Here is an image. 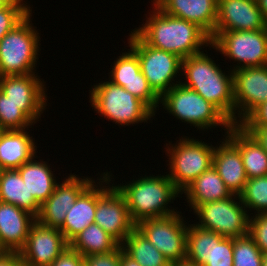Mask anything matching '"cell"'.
Wrapping results in <instances>:
<instances>
[{
    "label": "cell",
    "mask_w": 267,
    "mask_h": 266,
    "mask_svg": "<svg viewBox=\"0 0 267 266\" xmlns=\"http://www.w3.org/2000/svg\"><path fill=\"white\" fill-rule=\"evenodd\" d=\"M6 253V250L0 245V258Z\"/></svg>",
    "instance_id": "obj_48"
},
{
    "label": "cell",
    "mask_w": 267,
    "mask_h": 266,
    "mask_svg": "<svg viewBox=\"0 0 267 266\" xmlns=\"http://www.w3.org/2000/svg\"><path fill=\"white\" fill-rule=\"evenodd\" d=\"M210 56L202 51L182 59L181 75L186 81L180 83L196 91L235 124L232 70L227 74Z\"/></svg>",
    "instance_id": "obj_2"
},
{
    "label": "cell",
    "mask_w": 267,
    "mask_h": 266,
    "mask_svg": "<svg viewBox=\"0 0 267 266\" xmlns=\"http://www.w3.org/2000/svg\"><path fill=\"white\" fill-rule=\"evenodd\" d=\"M126 184L115 186L125 197L131 219L136 225L146 219L171 216L179 212L168 205L173 203L181 192L167 174H145Z\"/></svg>",
    "instance_id": "obj_3"
},
{
    "label": "cell",
    "mask_w": 267,
    "mask_h": 266,
    "mask_svg": "<svg viewBox=\"0 0 267 266\" xmlns=\"http://www.w3.org/2000/svg\"><path fill=\"white\" fill-rule=\"evenodd\" d=\"M251 134L267 152V127H242Z\"/></svg>",
    "instance_id": "obj_40"
},
{
    "label": "cell",
    "mask_w": 267,
    "mask_h": 266,
    "mask_svg": "<svg viewBox=\"0 0 267 266\" xmlns=\"http://www.w3.org/2000/svg\"><path fill=\"white\" fill-rule=\"evenodd\" d=\"M127 41L139 59L142 74L159 97L180 83V78L175 81L181 74L180 57L146 44L134 31Z\"/></svg>",
    "instance_id": "obj_9"
},
{
    "label": "cell",
    "mask_w": 267,
    "mask_h": 266,
    "mask_svg": "<svg viewBox=\"0 0 267 266\" xmlns=\"http://www.w3.org/2000/svg\"><path fill=\"white\" fill-rule=\"evenodd\" d=\"M240 198L248 211L267 214V175L248 179Z\"/></svg>",
    "instance_id": "obj_31"
},
{
    "label": "cell",
    "mask_w": 267,
    "mask_h": 266,
    "mask_svg": "<svg viewBox=\"0 0 267 266\" xmlns=\"http://www.w3.org/2000/svg\"><path fill=\"white\" fill-rule=\"evenodd\" d=\"M10 5L11 4L8 0H0V10L8 8Z\"/></svg>",
    "instance_id": "obj_46"
},
{
    "label": "cell",
    "mask_w": 267,
    "mask_h": 266,
    "mask_svg": "<svg viewBox=\"0 0 267 266\" xmlns=\"http://www.w3.org/2000/svg\"><path fill=\"white\" fill-rule=\"evenodd\" d=\"M35 221L28 211L0 201V245L6 252H18L25 245Z\"/></svg>",
    "instance_id": "obj_20"
},
{
    "label": "cell",
    "mask_w": 267,
    "mask_h": 266,
    "mask_svg": "<svg viewBox=\"0 0 267 266\" xmlns=\"http://www.w3.org/2000/svg\"><path fill=\"white\" fill-rule=\"evenodd\" d=\"M267 28L256 0H217L214 32L254 31Z\"/></svg>",
    "instance_id": "obj_18"
},
{
    "label": "cell",
    "mask_w": 267,
    "mask_h": 266,
    "mask_svg": "<svg viewBox=\"0 0 267 266\" xmlns=\"http://www.w3.org/2000/svg\"><path fill=\"white\" fill-rule=\"evenodd\" d=\"M0 266H25L18 252H6L0 258Z\"/></svg>",
    "instance_id": "obj_41"
},
{
    "label": "cell",
    "mask_w": 267,
    "mask_h": 266,
    "mask_svg": "<svg viewBox=\"0 0 267 266\" xmlns=\"http://www.w3.org/2000/svg\"><path fill=\"white\" fill-rule=\"evenodd\" d=\"M120 245L115 238L95 223L89 225L69 242V247L83 257L106 254L116 250Z\"/></svg>",
    "instance_id": "obj_28"
},
{
    "label": "cell",
    "mask_w": 267,
    "mask_h": 266,
    "mask_svg": "<svg viewBox=\"0 0 267 266\" xmlns=\"http://www.w3.org/2000/svg\"><path fill=\"white\" fill-rule=\"evenodd\" d=\"M68 247L69 243L59 228L44 226L35 221L25 245L18 253L25 266H49Z\"/></svg>",
    "instance_id": "obj_14"
},
{
    "label": "cell",
    "mask_w": 267,
    "mask_h": 266,
    "mask_svg": "<svg viewBox=\"0 0 267 266\" xmlns=\"http://www.w3.org/2000/svg\"><path fill=\"white\" fill-rule=\"evenodd\" d=\"M29 129L6 130L0 139V170L17 169L36 155L35 139Z\"/></svg>",
    "instance_id": "obj_22"
},
{
    "label": "cell",
    "mask_w": 267,
    "mask_h": 266,
    "mask_svg": "<svg viewBox=\"0 0 267 266\" xmlns=\"http://www.w3.org/2000/svg\"><path fill=\"white\" fill-rule=\"evenodd\" d=\"M238 125L241 127H267V101L254 108Z\"/></svg>",
    "instance_id": "obj_38"
},
{
    "label": "cell",
    "mask_w": 267,
    "mask_h": 266,
    "mask_svg": "<svg viewBox=\"0 0 267 266\" xmlns=\"http://www.w3.org/2000/svg\"><path fill=\"white\" fill-rule=\"evenodd\" d=\"M193 211L199 218L195 225L202 229L227 238L249 234V219L253 213H248L240 195L233 194L229 198L199 204Z\"/></svg>",
    "instance_id": "obj_11"
},
{
    "label": "cell",
    "mask_w": 267,
    "mask_h": 266,
    "mask_svg": "<svg viewBox=\"0 0 267 266\" xmlns=\"http://www.w3.org/2000/svg\"><path fill=\"white\" fill-rule=\"evenodd\" d=\"M84 257L78 252L68 247L66 250L49 266H82Z\"/></svg>",
    "instance_id": "obj_39"
},
{
    "label": "cell",
    "mask_w": 267,
    "mask_h": 266,
    "mask_svg": "<svg viewBox=\"0 0 267 266\" xmlns=\"http://www.w3.org/2000/svg\"><path fill=\"white\" fill-rule=\"evenodd\" d=\"M225 135L240 149L248 179L267 175V152L251 134L233 124Z\"/></svg>",
    "instance_id": "obj_23"
},
{
    "label": "cell",
    "mask_w": 267,
    "mask_h": 266,
    "mask_svg": "<svg viewBox=\"0 0 267 266\" xmlns=\"http://www.w3.org/2000/svg\"><path fill=\"white\" fill-rule=\"evenodd\" d=\"M212 252V231L197 225L188 224L186 260L203 266L210 259Z\"/></svg>",
    "instance_id": "obj_30"
},
{
    "label": "cell",
    "mask_w": 267,
    "mask_h": 266,
    "mask_svg": "<svg viewBox=\"0 0 267 266\" xmlns=\"http://www.w3.org/2000/svg\"><path fill=\"white\" fill-rule=\"evenodd\" d=\"M262 266H267V253L263 254Z\"/></svg>",
    "instance_id": "obj_47"
},
{
    "label": "cell",
    "mask_w": 267,
    "mask_h": 266,
    "mask_svg": "<svg viewBox=\"0 0 267 266\" xmlns=\"http://www.w3.org/2000/svg\"><path fill=\"white\" fill-rule=\"evenodd\" d=\"M146 23L133 29L146 44L185 59L210 47V36L197 24L170 16L153 1Z\"/></svg>",
    "instance_id": "obj_1"
},
{
    "label": "cell",
    "mask_w": 267,
    "mask_h": 266,
    "mask_svg": "<svg viewBox=\"0 0 267 266\" xmlns=\"http://www.w3.org/2000/svg\"><path fill=\"white\" fill-rule=\"evenodd\" d=\"M199 140L183 136L175 144L166 143L164 148L169 157L167 175L180 192L213 165L215 146Z\"/></svg>",
    "instance_id": "obj_7"
},
{
    "label": "cell",
    "mask_w": 267,
    "mask_h": 266,
    "mask_svg": "<svg viewBox=\"0 0 267 266\" xmlns=\"http://www.w3.org/2000/svg\"><path fill=\"white\" fill-rule=\"evenodd\" d=\"M249 235L260 251L267 253V214H255L249 219Z\"/></svg>",
    "instance_id": "obj_35"
},
{
    "label": "cell",
    "mask_w": 267,
    "mask_h": 266,
    "mask_svg": "<svg viewBox=\"0 0 267 266\" xmlns=\"http://www.w3.org/2000/svg\"><path fill=\"white\" fill-rule=\"evenodd\" d=\"M263 253L247 234L233 238V266H262Z\"/></svg>",
    "instance_id": "obj_33"
},
{
    "label": "cell",
    "mask_w": 267,
    "mask_h": 266,
    "mask_svg": "<svg viewBox=\"0 0 267 266\" xmlns=\"http://www.w3.org/2000/svg\"><path fill=\"white\" fill-rule=\"evenodd\" d=\"M256 1L265 21L267 22V0H256Z\"/></svg>",
    "instance_id": "obj_44"
},
{
    "label": "cell",
    "mask_w": 267,
    "mask_h": 266,
    "mask_svg": "<svg viewBox=\"0 0 267 266\" xmlns=\"http://www.w3.org/2000/svg\"><path fill=\"white\" fill-rule=\"evenodd\" d=\"M110 172H104L96 184V211L94 223L122 244L125 238L136 228L132 221L127 202L123 194L110 181ZM105 182V183H104ZM104 183V185H103ZM107 186H106V185ZM112 184V186L110 185ZM99 185V186H98Z\"/></svg>",
    "instance_id": "obj_8"
},
{
    "label": "cell",
    "mask_w": 267,
    "mask_h": 266,
    "mask_svg": "<svg viewBox=\"0 0 267 266\" xmlns=\"http://www.w3.org/2000/svg\"><path fill=\"white\" fill-rule=\"evenodd\" d=\"M27 15L28 14L24 10L14 4L0 10V40Z\"/></svg>",
    "instance_id": "obj_36"
},
{
    "label": "cell",
    "mask_w": 267,
    "mask_h": 266,
    "mask_svg": "<svg viewBox=\"0 0 267 266\" xmlns=\"http://www.w3.org/2000/svg\"><path fill=\"white\" fill-rule=\"evenodd\" d=\"M181 214L146 219L136 225L170 263L186 260L188 223Z\"/></svg>",
    "instance_id": "obj_12"
},
{
    "label": "cell",
    "mask_w": 267,
    "mask_h": 266,
    "mask_svg": "<svg viewBox=\"0 0 267 266\" xmlns=\"http://www.w3.org/2000/svg\"><path fill=\"white\" fill-rule=\"evenodd\" d=\"M87 266H121V245L106 254H93L84 257Z\"/></svg>",
    "instance_id": "obj_37"
},
{
    "label": "cell",
    "mask_w": 267,
    "mask_h": 266,
    "mask_svg": "<svg viewBox=\"0 0 267 266\" xmlns=\"http://www.w3.org/2000/svg\"><path fill=\"white\" fill-rule=\"evenodd\" d=\"M160 104L167 113L179 121L197 127V130H210L218 126L225 128L227 133L233 125L213 104L181 83L165 92L160 97Z\"/></svg>",
    "instance_id": "obj_6"
},
{
    "label": "cell",
    "mask_w": 267,
    "mask_h": 266,
    "mask_svg": "<svg viewBox=\"0 0 267 266\" xmlns=\"http://www.w3.org/2000/svg\"><path fill=\"white\" fill-rule=\"evenodd\" d=\"M5 129L0 125V139L2 137V135L5 133Z\"/></svg>",
    "instance_id": "obj_49"
},
{
    "label": "cell",
    "mask_w": 267,
    "mask_h": 266,
    "mask_svg": "<svg viewBox=\"0 0 267 266\" xmlns=\"http://www.w3.org/2000/svg\"><path fill=\"white\" fill-rule=\"evenodd\" d=\"M235 124L267 101V65L232 71Z\"/></svg>",
    "instance_id": "obj_15"
},
{
    "label": "cell",
    "mask_w": 267,
    "mask_h": 266,
    "mask_svg": "<svg viewBox=\"0 0 267 266\" xmlns=\"http://www.w3.org/2000/svg\"><path fill=\"white\" fill-rule=\"evenodd\" d=\"M38 74L13 75L0 77V91L8 100L20 105V109L37 123L46 109L47 95L44 80Z\"/></svg>",
    "instance_id": "obj_13"
},
{
    "label": "cell",
    "mask_w": 267,
    "mask_h": 266,
    "mask_svg": "<svg viewBox=\"0 0 267 266\" xmlns=\"http://www.w3.org/2000/svg\"><path fill=\"white\" fill-rule=\"evenodd\" d=\"M31 17L28 14L0 40V77L35 73L41 36Z\"/></svg>",
    "instance_id": "obj_4"
},
{
    "label": "cell",
    "mask_w": 267,
    "mask_h": 266,
    "mask_svg": "<svg viewBox=\"0 0 267 266\" xmlns=\"http://www.w3.org/2000/svg\"><path fill=\"white\" fill-rule=\"evenodd\" d=\"M89 93L92 109L119 127L145 123L156 116L144 102L109 80L96 83Z\"/></svg>",
    "instance_id": "obj_5"
},
{
    "label": "cell",
    "mask_w": 267,
    "mask_h": 266,
    "mask_svg": "<svg viewBox=\"0 0 267 266\" xmlns=\"http://www.w3.org/2000/svg\"><path fill=\"white\" fill-rule=\"evenodd\" d=\"M34 155L28 162L17 168L19 174L25 183L29 194L42 205L54 192L58 183L54 171L45 161L35 160Z\"/></svg>",
    "instance_id": "obj_26"
},
{
    "label": "cell",
    "mask_w": 267,
    "mask_h": 266,
    "mask_svg": "<svg viewBox=\"0 0 267 266\" xmlns=\"http://www.w3.org/2000/svg\"><path fill=\"white\" fill-rule=\"evenodd\" d=\"M94 182L90 177L69 174L62 183H57L54 192L41 205L36 221L48 227L60 228L67 212L77 198Z\"/></svg>",
    "instance_id": "obj_16"
},
{
    "label": "cell",
    "mask_w": 267,
    "mask_h": 266,
    "mask_svg": "<svg viewBox=\"0 0 267 266\" xmlns=\"http://www.w3.org/2000/svg\"><path fill=\"white\" fill-rule=\"evenodd\" d=\"M121 266H141L137 261L129 257L122 248L121 245Z\"/></svg>",
    "instance_id": "obj_42"
},
{
    "label": "cell",
    "mask_w": 267,
    "mask_h": 266,
    "mask_svg": "<svg viewBox=\"0 0 267 266\" xmlns=\"http://www.w3.org/2000/svg\"><path fill=\"white\" fill-rule=\"evenodd\" d=\"M109 81L124 87L132 95L144 102L155 114L159 108L160 97L149 86L147 79L141 72L137 55L128 49L122 52L112 63ZM111 77V78H110Z\"/></svg>",
    "instance_id": "obj_17"
},
{
    "label": "cell",
    "mask_w": 267,
    "mask_h": 266,
    "mask_svg": "<svg viewBox=\"0 0 267 266\" xmlns=\"http://www.w3.org/2000/svg\"><path fill=\"white\" fill-rule=\"evenodd\" d=\"M8 1L10 2V4H14V5H17L18 7H20L27 14H31L32 15V9H31L30 5H27L28 2L23 1V0H8Z\"/></svg>",
    "instance_id": "obj_43"
},
{
    "label": "cell",
    "mask_w": 267,
    "mask_h": 266,
    "mask_svg": "<svg viewBox=\"0 0 267 266\" xmlns=\"http://www.w3.org/2000/svg\"><path fill=\"white\" fill-rule=\"evenodd\" d=\"M166 14L197 24L210 37L217 20V0H153Z\"/></svg>",
    "instance_id": "obj_19"
},
{
    "label": "cell",
    "mask_w": 267,
    "mask_h": 266,
    "mask_svg": "<svg viewBox=\"0 0 267 266\" xmlns=\"http://www.w3.org/2000/svg\"><path fill=\"white\" fill-rule=\"evenodd\" d=\"M35 123L0 91V125L5 130H25Z\"/></svg>",
    "instance_id": "obj_32"
},
{
    "label": "cell",
    "mask_w": 267,
    "mask_h": 266,
    "mask_svg": "<svg viewBox=\"0 0 267 266\" xmlns=\"http://www.w3.org/2000/svg\"><path fill=\"white\" fill-rule=\"evenodd\" d=\"M215 146L213 166L232 194L240 195L248 180L240 149L226 136Z\"/></svg>",
    "instance_id": "obj_21"
},
{
    "label": "cell",
    "mask_w": 267,
    "mask_h": 266,
    "mask_svg": "<svg viewBox=\"0 0 267 266\" xmlns=\"http://www.w3.org/2000/svg\"><path fill=\"white\" fill-rule=\"evenodd\" d=\"M211 45L216 52L237 64L232 71L267 65V28L254 31L214 32Z\"/></svg>",
    "instance_id": "obj_10"
},
{
    "label": "cell",
    "mask_w": 267,
    "mask_h": 266,
    "mask_svg": "<svg viewBox=\"0 0 267 266\" xmlns=\"http://www.w3.org/2000/svg\"><path fill=\"white\" fill-rule=\"evenodd\" d=\"M121 245L123 251L141 266H171L170 261L137 228Z\"/></svg>",
    "instance_id": "obj_29"
},
{
    "label": "cell",
    "mask_w": 267,
    "mask_h": 266,
    "mask_svg": "<svg viewBox=\"0 0 267 266\" xmlns=\"http://www.w3.org/2000/svg\"><path fill=\"white\" fill-rule=\"evenodd\" d=\"M0 201L38 216L41 205L33 198L17 169L0 170Z\"/></svg>",
    "instance_id": "obj_27"
},
{
    "label": "cell",
    "mask_w": 267,
    "mask_h": 266,
    "mask_svg": "<svg viewBox=\"0 0 267 266\" xmlns=\"http://www.w3.org/2000/svg\"><path fill=\"white\" fill-rule=\"evenodd\" d=\"M203 266H233V238L212 231V252Z\"/></svg>",
    "instance_id": "obj_34"
},
{
    "label": "cell",
    "mask_w": 267,
    "mask_h": 266,
    "mask_svg": "<svg viewBox=\"0 0 267 266\" xmlns=\"http://www.w3.org/2000/svg\"><path fill=\"white\" fill-rule=\"evenodd\" d=\"M96 183L93 182L76 200L67 212L63 225L59 228L69 243L76 235L94 223L96 211Z\"/></svg>",
    "instance_id": "obj_25"
},
{
    "label": "cell",
    "mask_w": 267,
    "mask_h": 266,
    "mask_svg": "<svg viewBox=\"0 0 267 266\" xmlns=\"http://www.w3.org/2000/svg\"><path fill=\"white\" fill-rule=\"evenodd\" d=\"M182 194H185V201H187V205L193 210L199 204L222 200L233 195L213 165L191 182L181 192Z\"/></svg>",
    "instance_id": "obj_24"
},
{
    "label": "cell",
    "mask_w": 267,
    "mask_h": 266,
    "mask_svg": "<svg viewBox=\"0 0 267 266\" xmlns=\"http://www.w3.org/2000/svg\"><path fill=\"white\" fill-rule=\"evenodd\" d=\"M171 266H198V265L191 263L187 260H184V261L173 262L171 263Z\"/></svg>",
    "instance_id": "obj_45"
}]
</instances>
